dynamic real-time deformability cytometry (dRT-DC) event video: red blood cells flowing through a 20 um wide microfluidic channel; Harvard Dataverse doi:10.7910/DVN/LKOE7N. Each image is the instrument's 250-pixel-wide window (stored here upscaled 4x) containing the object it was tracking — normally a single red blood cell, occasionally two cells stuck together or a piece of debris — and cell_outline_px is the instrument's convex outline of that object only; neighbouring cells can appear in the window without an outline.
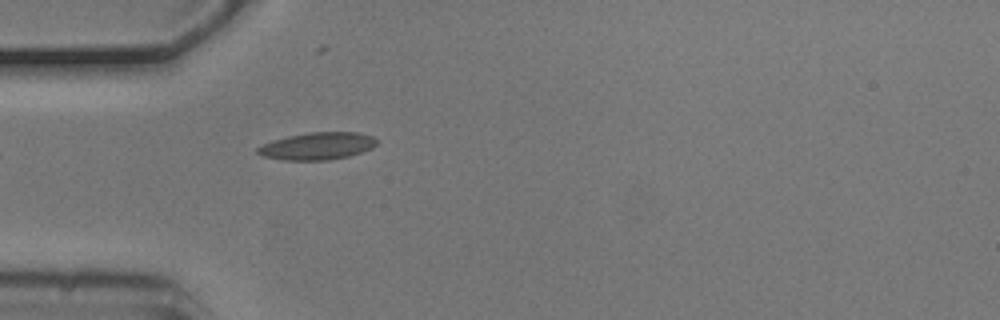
{"species": "common noctule bat (a hibernating species)", "species_latin": "Nyctalus noctula", "temperature_condition": "cold", "stored_images_in_passage": 4, "camera_frame_rate_fps": 3000, "um_per_image_px": 0.085, "animal": {"sex": "male", "body_mass_g": 20.5, "forearm_length_mm": 52.5}, "frame": {"image": 1, "passage_image": 4, "time_ms": 1.0, "image_size_px": [1000, 320], "cell_outline_px": [[380, 140], [372, 148], [348, 156], [328, 160], [284, 160], [264, 156], [256, 152], [256, 148], [272, 140], [288, 136], [308, 132], [356, 132], [372, 136]], "centroid_in_image_um": [26.99, 12.4], "position_along_channel_um": 58.0, "area_um2": 18.9}}